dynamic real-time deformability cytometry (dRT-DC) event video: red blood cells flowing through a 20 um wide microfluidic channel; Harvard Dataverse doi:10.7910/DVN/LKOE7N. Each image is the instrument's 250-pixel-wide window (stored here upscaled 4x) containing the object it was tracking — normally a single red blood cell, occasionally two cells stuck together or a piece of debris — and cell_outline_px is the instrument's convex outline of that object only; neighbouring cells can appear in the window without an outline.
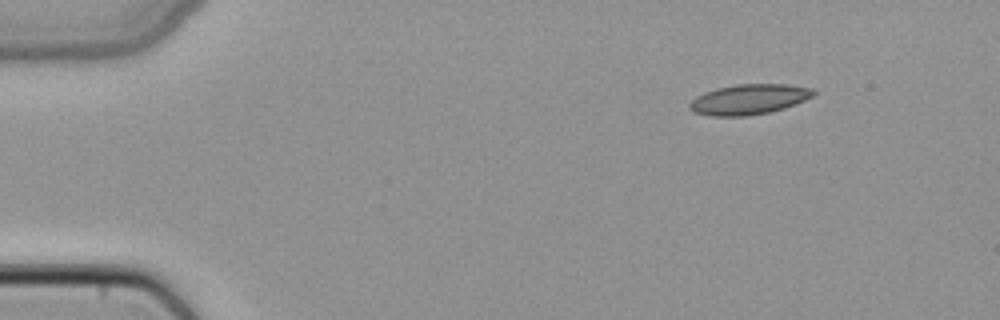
{"species": "common noctule bat (a hibernating species)", "species_latin": "Nyctalus noctula", "temperature_condition": "cold", "stored_images_in_passage": 3, "camera_frame_rate_fps": 3000, "um_per_image_px": 0.085, "animal": {"sex": "female", "body_mass_g": 22.7, "forearm_length_mm": 54.2}, "frame": {"image": 1, "passage_image": 1, "time_ms": 0.0, "image_size_px": [1000, 320], "cell_outline_px": [[816, 92], [812, 96], [796, 104], [784, 108], [768, 112], [748, 116], [712, 116], [692, 112], [688, 108], [688, 104], [696, 96], [704, 92], [716, 88], [736, 84], [788, 84], [812, 88]], "centroid_in_image_um": [63.63, 8.44], "position_along_channel_um": 21.4, "area_um2": 21.96}}